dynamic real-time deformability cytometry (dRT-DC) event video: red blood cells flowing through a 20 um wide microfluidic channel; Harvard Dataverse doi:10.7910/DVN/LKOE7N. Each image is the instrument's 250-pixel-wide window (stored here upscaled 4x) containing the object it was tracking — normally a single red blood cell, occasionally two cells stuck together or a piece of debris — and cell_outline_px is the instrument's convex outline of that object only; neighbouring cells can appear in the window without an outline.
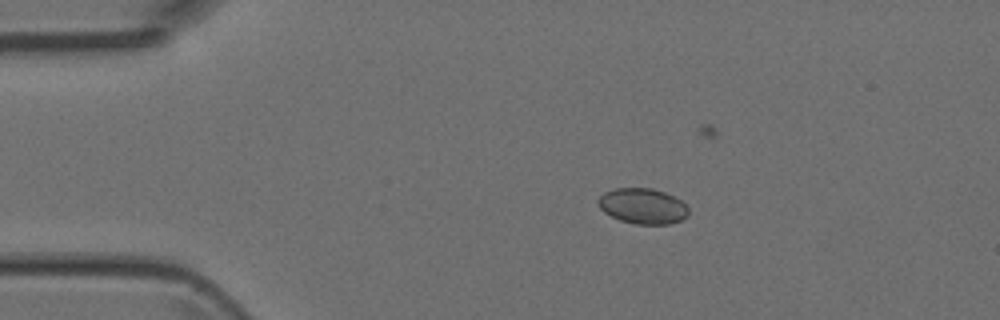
{"species": "Egyptian fruit bat (a non-hibernating species)", "species_latin": "Rousettus aegyptiacus", "temperature_condition": "room temperature", "stored_images_in_passage": 17, "camera_frame_rate_fps": 3000, "um_per_image_px": 0.085, "animal": {"sex": "female"}, "frame": {"image": 1, "passage_image": 2, "time_ms": 0.333, "image_size_px": [1000, 320], "cell_outline_px": [[688, 216], [680, 220], [668, 224], [636, 224], [620, 220], [604, 212], [596, 204], [596, 200], [604, 192], [612, 188], [652, 188], [664, 192], [680, 200], [688, 208]], "centroid_in_image_um": [54.59, 17.51], "position_along_channel_um": 30.4, "area_um2": 18.73}}
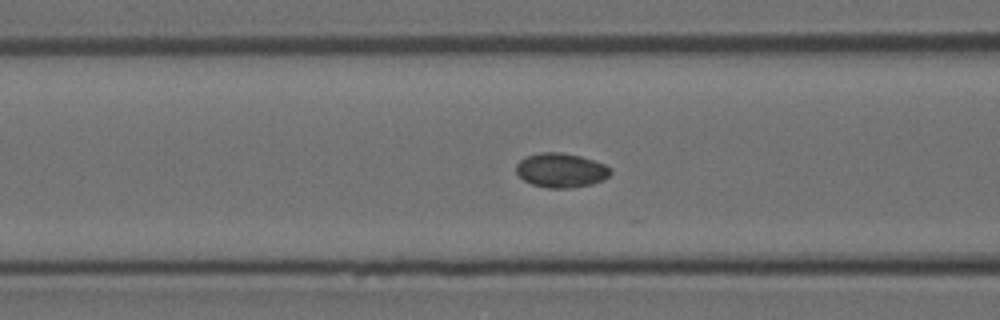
{"frame": {"image": 2, "passage_image": 12, "time_ms": 3.667, "image_size_px": [1000, 320], "cell_outline_px": [[612, 172], [608, 176], [592, 184], [568, 188], [548, 188], [532, 184], [524, 180], [516, 172], [516, 164], [520, 160], [528, 156], [540, 152], [560, 152], [580, 156], [604, 164], [612, 168]], "centroid_in_image_um": [47.68, 14.47], "position_along_channel_um": 118.9, "area_um2": 18.73}}
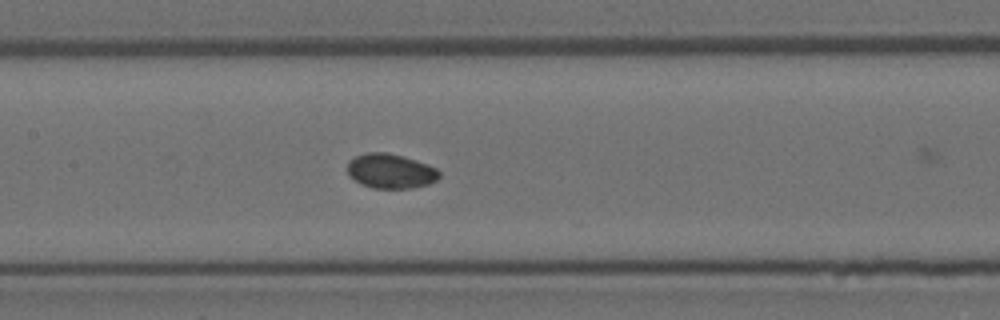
{"frame": {"image": 3, "passage_image": 16, "time_ms": 5.0, "image_size_px": [1000, 320], "cell_outline_px": [[440, 176], [436, 180], [428, 184], [412, 188], [372, 188], [348, 176], [348, 160], [356, 156], [368, 152], [388, 152], [404, 156], [428, 164], [436, 168], [440, 172]], "centroid_in_image_um": [33.21, 14.53], "position_along_channel_um": 174.2, "area_um2": 18.55}}